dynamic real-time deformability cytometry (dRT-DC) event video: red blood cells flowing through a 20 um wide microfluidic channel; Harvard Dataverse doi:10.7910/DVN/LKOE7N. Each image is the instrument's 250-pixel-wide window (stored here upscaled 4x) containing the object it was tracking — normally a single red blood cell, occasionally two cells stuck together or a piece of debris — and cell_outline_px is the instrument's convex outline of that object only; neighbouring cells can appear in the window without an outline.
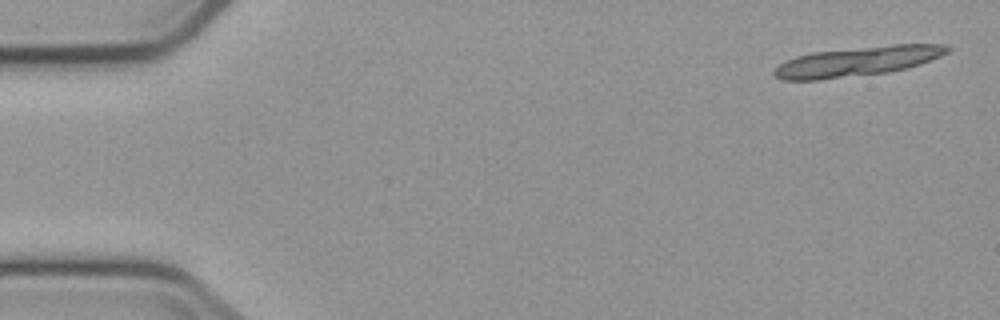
{"species": "common noctule bat (a hibernating species)", "species_latin": "Nyctalus noctula", "temperature_condition": "cold", "stored_images_in_passage": 6, "segment_of_instrument_passage": [1, 2], "camera_frame_rate_fps": 3000, "um_per_image_px": 0.085, "animal": {"sex": "male", "body_mass_g": 23.1, "forearm_length_mm": 52.7}, "frame": {"image": 1, "passage_image": 1, "time_ms": 0.0, "image_size_px": [1000, 320], "cell_outline_px": [[952, 48], [948, 52], [940, 56], [920, 64], [908, 68], [888, 72], [820, 80], [780, 80], [772, 72], [784, 60], [796, 56], [812, 52], [892, 44], [944, 44]], "centroid_in_image_um": [72.87, 5.21], "position_along_channel_um": 12.1, "area_um2": 30.0}}